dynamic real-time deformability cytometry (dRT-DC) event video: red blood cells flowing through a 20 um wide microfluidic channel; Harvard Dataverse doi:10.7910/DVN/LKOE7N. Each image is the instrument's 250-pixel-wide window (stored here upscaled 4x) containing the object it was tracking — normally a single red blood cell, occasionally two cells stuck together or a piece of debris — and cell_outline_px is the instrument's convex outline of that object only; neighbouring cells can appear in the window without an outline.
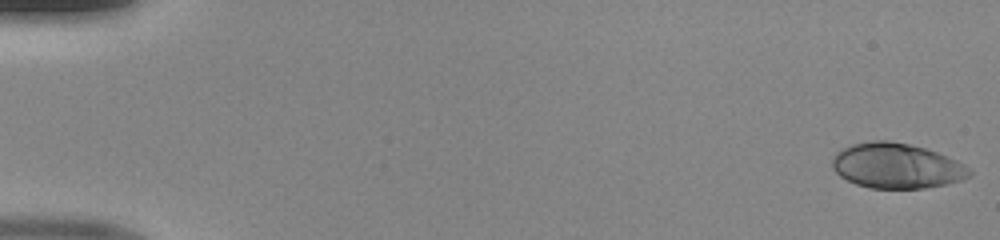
{"species": "human", "species_latin": "Homo sapiens", "temperature_condition": "room temperature", "stored_images_in_passage": 49, "camera_frame_rate_fps": 3000, "um_per_image_px": 0.085, "donor": {"sex": "male"}, "frame": {"image": 1, "passage_image": 1, "time_ms": 0.0, "image_size_px": [1000, 240], "cell_outline_px": [[972, 176], [948, 184], [924, 188], [872, 188], [856, 184], [840, 176], [832, 168], [832, 160], [836, 152], [852, 144], [872, 140], [888, 140], [908, 144], [924, 148], [936, 152], [956, 160], [964, 164], [972, 172]], "centroid_in_image_um": [76.21, 14.09], "position_along_channel_um": 8.8, "area_um2": 36.01}}
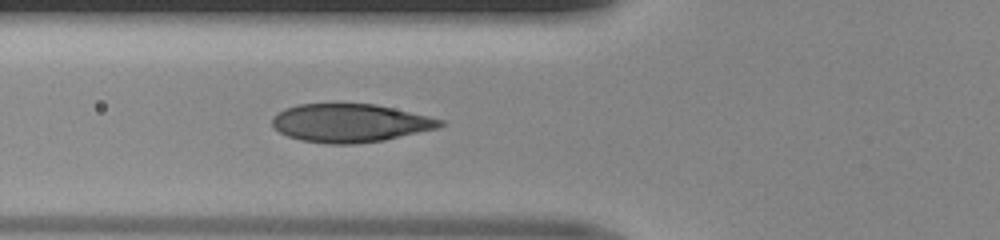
{"frame": {"image": 2, "passage_image": 19, "time_ms": 6.0, "image_size_px": [1000, 240], "cell_outline_px": [[448, 124], [440, 128], [384, 140], [356, 144], [332, 144], [300, 140], [288, 136], [272, 128], [272, 116], [276, 112], [284, 108], [296, 104], [376, 104], [428, 116], [444, 120]], "centroid_in_image_um": [29.76, 10.46], "position_along_channel_um": 96.0, "area_um2": 37.8}}
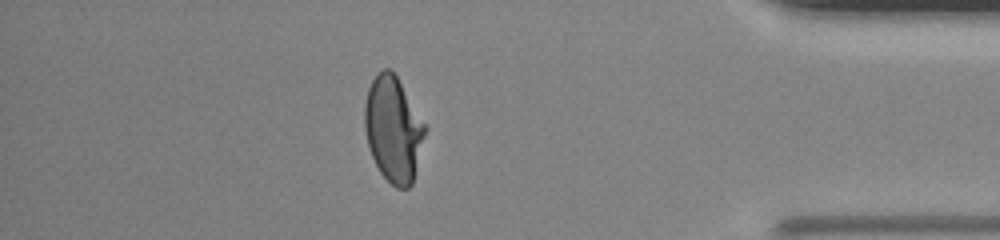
{"frame": {"image": 3, "passage_image": 43, "time_ms": 14.0, "image_size_px": [1000, 240], "cell_outline_px": [[428, 128], [412, 184], [408, 188], [396, 188], [380, 172], [372, 156], [368, 144], [364, 128], [364, 104], [368, 88], [376, 72], [384, 68], [392, 68]], "centroid_in_image_um": [33.44, 10.95], "position_along_channel_um": 401.8, "area_um2": 37.4}}